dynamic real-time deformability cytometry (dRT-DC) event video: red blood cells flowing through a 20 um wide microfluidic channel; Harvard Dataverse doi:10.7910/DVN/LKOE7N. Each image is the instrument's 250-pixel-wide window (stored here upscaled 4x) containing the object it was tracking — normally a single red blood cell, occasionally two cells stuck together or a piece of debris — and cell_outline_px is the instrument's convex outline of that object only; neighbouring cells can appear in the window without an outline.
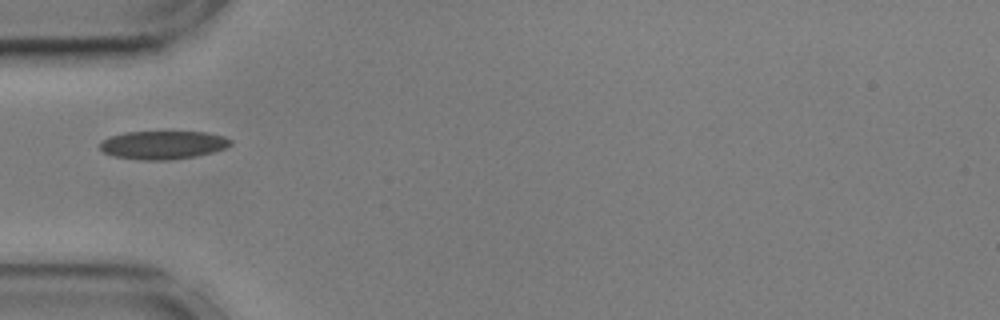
{"species": "common noctule bat (a hibernating species)", "species_latin": "Nyctalus noctula", "temperature_condition": "cold", "stored_images_in_passage": 39, "camera_frame_rate_fps": 3000, "um_per_image_px": 0.085, "animal": {"sex": "male", "body_mass_g": 17.9, "forearm_length_mm": 54.2}, "frame": {"image": 1, "passage_image": 1, "time_ms": 0.0, "image_size_px": [1000, 320], "cell_outline_px": [[232, 144], [224, 148], [212, 152], [196, 156], [168, 160], [144, 160], [112, 156], [104, 152], [100, 148], [100, 140], [108, 136], [124, 132], [208, 132], [224, 136], [232, 140]], "centroid_in_image_um": [13.83, 12.31], "position_along_channel_um": 71.2, "area_um2": 21.68}}
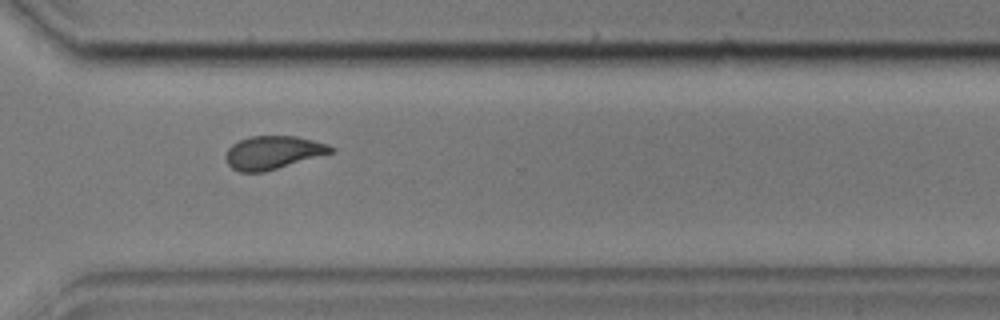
{"frame": {"image": 2, "passage_image": 24, "time_ms": 7.667, "image_size_px": [1000, 320], "cell_outline_px": [[336, 148], [332, 152], [264, 172], [240, 172], [232, 168], [228, 164], [224, 156], [228, 148], [232, 144], [240, 140], [252, 136], [296, 136], [328, 144]], "centroid_in_image_um": [23.17, 12.96], "position_along_channel_um": 347.4, "area_um2": 20.17}}
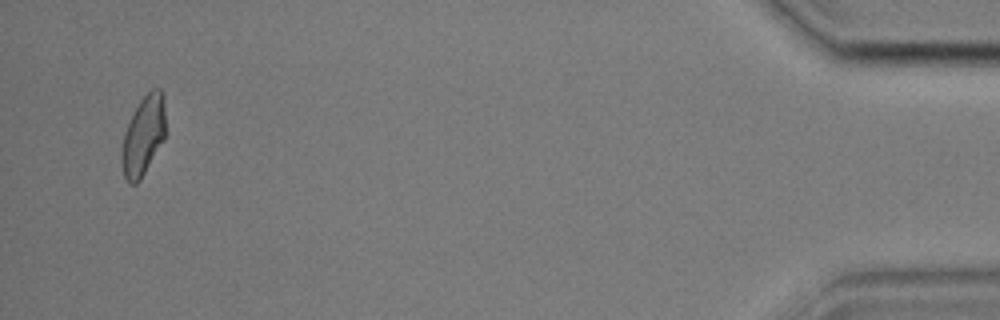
{"frame": {"image": 3, "passage_image": 37, "time_ms": 12.0, "image_size_px": [1000, 320], "cell_outline_px": [[164, 140], [140, 180], [136, 184], [132, 184], [124, 176], [120, 160], [120, 156], [124, 132], [140, 100], [152, 88], [160, 88], [164, 96]], "centroid_in_image_um": [12.17, 11.54], "position_along_channel_um": 423.0, "area_um2": 20.11}, "authors_computed_cell_mechanics": {"area_um2": 20.7502, "velocity_mm_per_s": 3.5975, "shape_relaxation_time_tau1_ms": 4.4523, "shape_relaxation_time_tau2_ms": 2.2155, "deformation_change_tau1": 0.1215, "deformation_change_tau2": 0.0583}}